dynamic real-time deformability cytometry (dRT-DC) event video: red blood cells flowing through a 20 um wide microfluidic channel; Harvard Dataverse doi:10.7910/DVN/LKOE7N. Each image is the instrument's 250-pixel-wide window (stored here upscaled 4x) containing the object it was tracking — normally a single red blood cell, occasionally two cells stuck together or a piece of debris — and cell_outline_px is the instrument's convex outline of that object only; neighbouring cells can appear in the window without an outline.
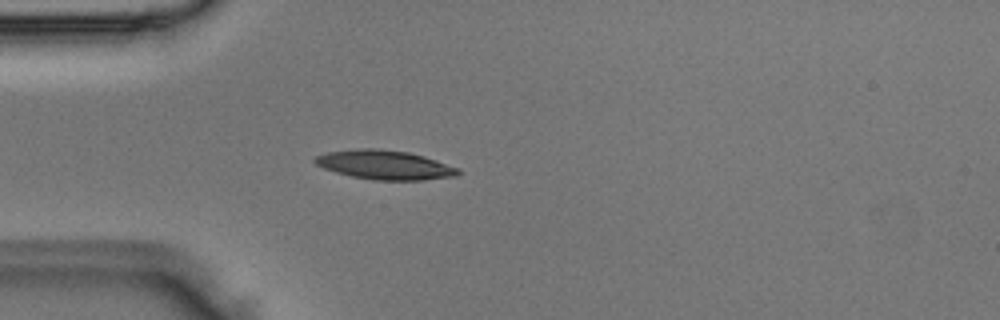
{"species": "Egyptian fruit bat (a non-hibernating species)", "species_latin": "Rousettus aegyptiacus", "temperature_condition": "room temperature", "stored_images_in_passage": 2, "camera_frame_rate_fps": 3000, "um_per_image_px": 0.085, "animal": {"sex": "male"}, "frame": {"image": 1, "passage_image": 2, "time_ms": 0.333, "image_size_px": [1000, 320], "cell_outline_px": [[460, 172], [456, 176], [424, 180], [372, 180], [352, 176], [336, 172], [324, 168], [316, 164], [312, 160], [316, 156], [328, 152], [360, 148], [376, 148], [408, 152], [424, 156], [460, 168]], "centroid_in_image_um": [32.72, 14.01], "position_along_channel_um": 52.3, "area_um2": 24.33}}